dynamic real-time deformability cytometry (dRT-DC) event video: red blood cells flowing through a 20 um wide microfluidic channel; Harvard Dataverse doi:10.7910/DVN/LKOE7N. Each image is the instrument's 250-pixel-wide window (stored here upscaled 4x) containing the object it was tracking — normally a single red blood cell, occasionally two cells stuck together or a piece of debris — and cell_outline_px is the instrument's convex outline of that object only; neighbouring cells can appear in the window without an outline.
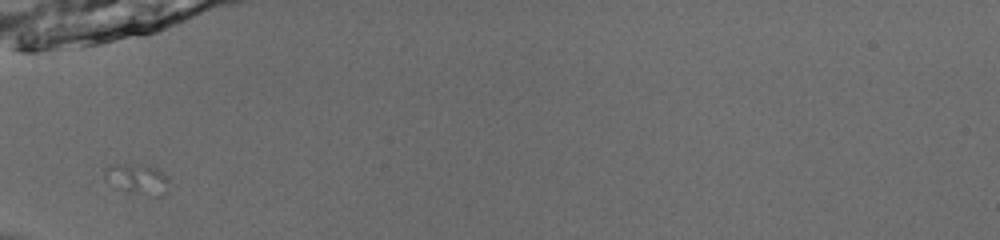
{"species": "common noctule bat (a hibernating species)", "species_latin": "Nyctalus noctula", "temperature_condition": "room temperature", "stored_images_in_passage": 2, "camera_frame_rate_fps": 3000, "um_per_image_px": 0.085, "animal": {"sex": "male", "body_mass_g": 13.0, "forearm_length_mm": 53.1}, "frame": {"image": 1, "passage_image": 1, "time_ms": 0.0, "image_size_px": [1000, 240], "cell_outline_px": [[168, 192], [164, 196], [148, 196], [116, 188], [104, 176], [104, 168], [112, 164], [144, 164], [156, 168], [168, 176]], "centroid_in_image_um": [11.72, 15.22], "position_along_channel_um": 73.3, "area_um2": 11.62}}